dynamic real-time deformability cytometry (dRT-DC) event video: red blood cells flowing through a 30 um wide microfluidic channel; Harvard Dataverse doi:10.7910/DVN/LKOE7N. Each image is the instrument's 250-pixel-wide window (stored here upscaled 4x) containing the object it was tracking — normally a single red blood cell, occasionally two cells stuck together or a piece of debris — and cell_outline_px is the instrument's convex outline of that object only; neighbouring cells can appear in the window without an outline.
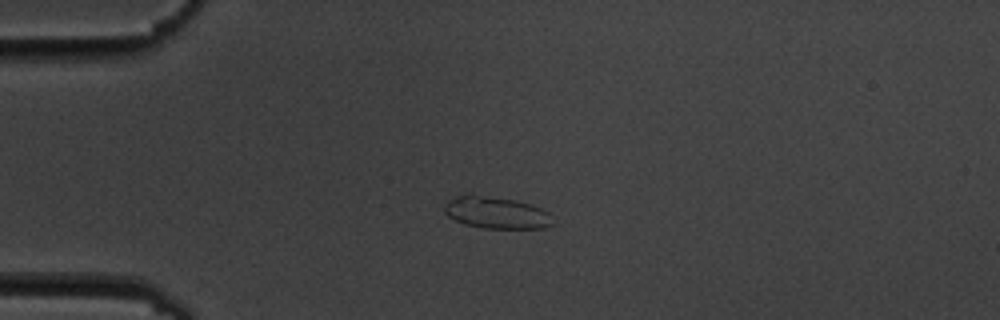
{"species": "common noctule bat (a hibernating species)", "species_latin": "Nyctalus noctula", "temperature_condition": "cold", "stored_images_in_passage": 2, "camera_frame_rate_fps": 3000, "um_per_image_px": 0.085, "animal": {"sex": "male", "body_mass_g": 19.5, "forearm_length_mm": 54.6}, "frame": {"image": 1, "passage_image": 1, "time_ms": 0.0, "image_size_px": [1000, 320], "cell_outline_px": [[552, 224], [544, 228], [484, 228], [464, 224], [448, 216], [444, 212], [444, 204], [448, 200], [456, 196], [468, 192], [472, 192], [532, 204], [548, 212]], "centroid_in_image_um": [42.11, 18.04], "position_along_channel_um": 42.9, "area_um2": 20.35}}